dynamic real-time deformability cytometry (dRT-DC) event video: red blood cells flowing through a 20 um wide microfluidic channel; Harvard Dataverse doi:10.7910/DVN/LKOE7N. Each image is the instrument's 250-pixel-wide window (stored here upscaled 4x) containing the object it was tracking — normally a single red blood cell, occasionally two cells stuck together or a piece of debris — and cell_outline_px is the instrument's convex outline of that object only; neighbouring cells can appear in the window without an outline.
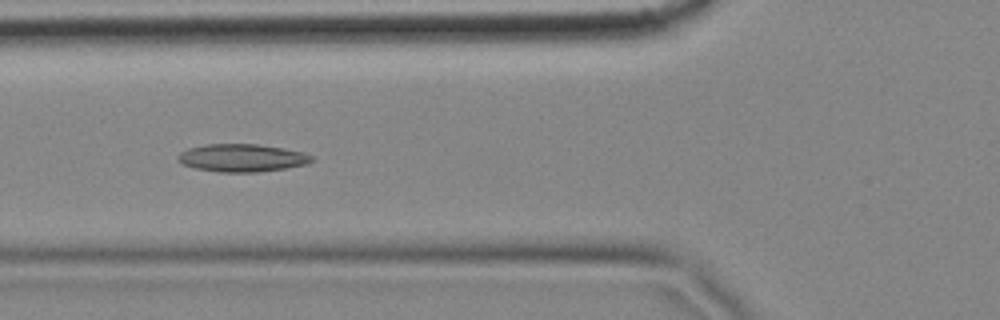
{"species": "common noctule bat (a hibernating species)", "species_latin": "Nyctalus noctula", "temperature_condition": "cold", "stored_images_in_passage": 12, "camera_frame_rate_fps": 3000, "um_per_image_px": 0.085, "animal": {"sex": "female", "body_mass_g": 18.4}, "frame": {"image": 1, "passage_image": 4, "time_ms": 1.0, "image_size_px": [1000, 320], "cell_outline_px": [[312, 160], [308, 164], [260, 172], [220, 172], [196, 168], [184, 164], [176, 160], [180, 152], [188, 148], [204, 144], [260, 144], [284, 148], [300, 152], [312, 156]], "centroid_in_image_um": [20.54, 13.41], "position_along_channel_um": 105.3, "area_um2": 21.56}}